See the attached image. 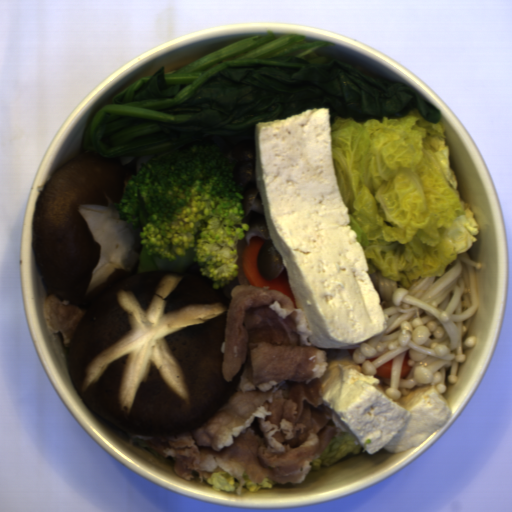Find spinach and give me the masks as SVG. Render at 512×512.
<instances>
[{"instance_id":"obj_1","label":"spinach","mask_w":512,"mask_h":512,"mask_svg":"<svg viewBox=\"0 0 512 512\" xmlns=\"http://www.w3.org/2000/svg\"><path fill=\"white\" fill-rule=\"evenodd\" d=\"M299 34L249 36L180 69L163 66L97 109L82 134L84 151L118 160L164 154L209 135H237L256 123L329 108L355 121L404 118L432 123L440 109L405 82L372 76Z\"/></svg>"}]
</instances>
